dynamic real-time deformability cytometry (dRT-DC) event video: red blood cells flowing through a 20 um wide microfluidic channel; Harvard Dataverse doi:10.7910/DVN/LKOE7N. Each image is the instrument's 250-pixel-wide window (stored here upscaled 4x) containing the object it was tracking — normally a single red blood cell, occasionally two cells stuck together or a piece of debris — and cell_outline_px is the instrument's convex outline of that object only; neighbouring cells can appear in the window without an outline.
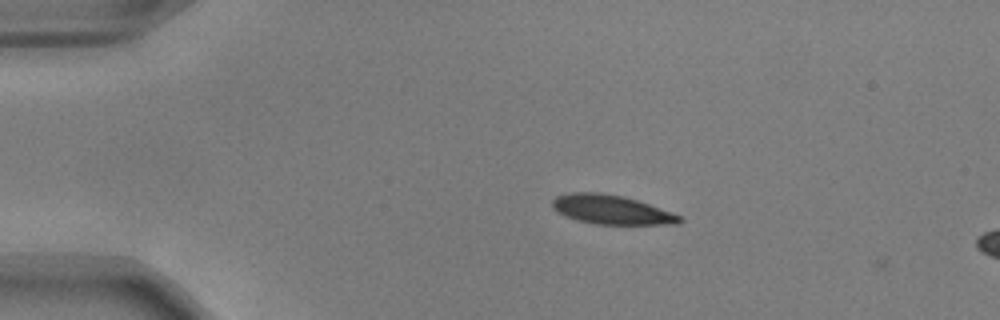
{"species": "common noctule bat (a hibernating species)", "species_latin": "Nyctalus noctula", "temperature_condition": "warm", "stored_images_in_passage": 44, "camera_frame_rate_fps": 3000, "um_per_image_px": 0.085, "animal": {"sex": "male", "body_mass_g": 17.9, "forearm_length_mm": 54.2}, "frame": {"image": 1, "passage_image": 1, "time_ms": 0.0, "image_size_px": [1000, 320], "cell_outline_px": [[684, 220], [680, 224], [596, 224], [576, 220], [564, 216], [556, 212], [552, 208], [552, 200], [556, 196], [572, 192], [600, 192], [624, 196], [684, 216]], "centroid_in_image_um": [51.96, 17.82], "position_along_channel_um": 33.0, "area_um2": 21.85}}
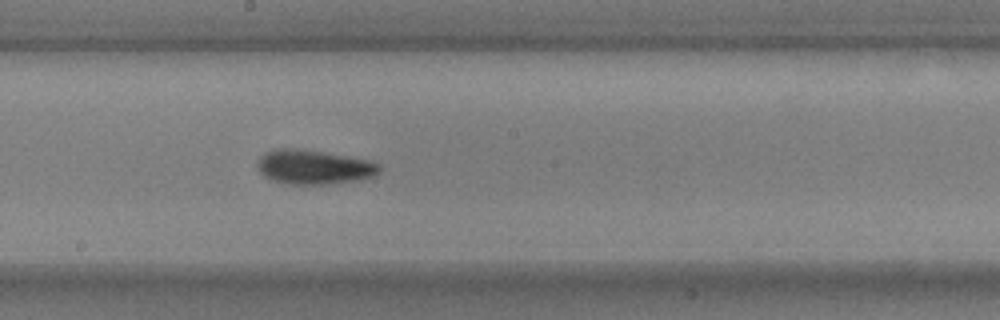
{"frame": {"image": 2, "passage_image": 20, "time_ms": 6.333, "image_size_px": [1000, 320], "cell_outline_px": [[380, 172], [376, 176], [360, 180], [324, 184], [288, 184], [272, 180], [264, 176], [256, 168], [256, 160], [264, 152], [272, 148], [296, 148], [348, 156], [372, 160], [380, 164]], "centroid_in_image_um": [26.66, 14.19], "position_along_channel_um": 221.5, "area_um2": 24.85}}
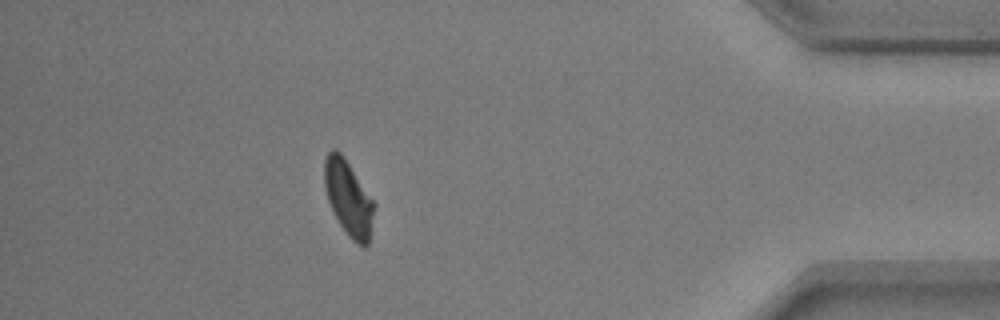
{"frame": {"image": 3, "passage_image": 38, "time_ms": 12.333, "image_size_px": [1000, 320], "cell_outline_px": [[376, 204], [368, 244], [364, 248], [356, 244], [348, 236], [340, 224], [328, 200], [324, 184], [324, 160], [328, 152], [332, 148], [336, 148], [344, 156]], "centroid_in_image_um": [29.63, 16.83], "position_along_channel_um": 405.6, "area_um2": 21.85}, "authors_computed_cell_mechanics": {"area_um2": 22.4842, "velocity_mm_per_s": 3.7821, "shape_relaxation_time_tau1_ms": 2.9826, "shape_relaxation_time_tau2_ms": 3.7213, "deformation_change_tau1": 0.1244, "deformation_change_tau2": 0.0847}}